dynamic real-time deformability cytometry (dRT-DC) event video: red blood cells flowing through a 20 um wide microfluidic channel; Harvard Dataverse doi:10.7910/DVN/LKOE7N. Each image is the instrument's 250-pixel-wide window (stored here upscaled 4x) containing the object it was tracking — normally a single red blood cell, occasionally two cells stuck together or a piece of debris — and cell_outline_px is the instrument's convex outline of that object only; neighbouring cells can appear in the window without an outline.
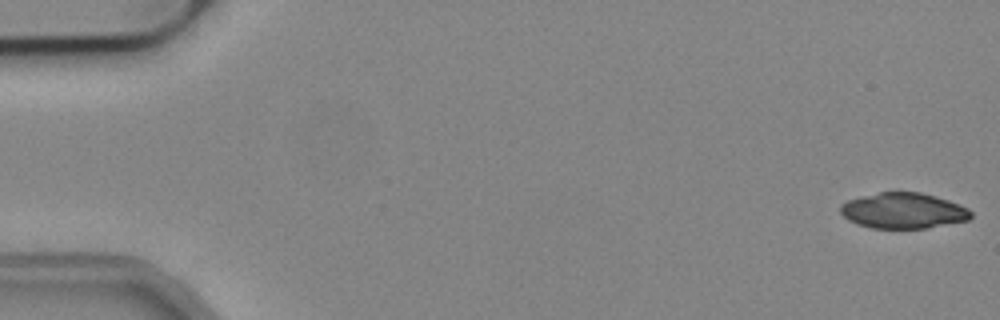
{"species": "common noctule bat (a hibernating species)", "species_latin": "Nyctalus noctula", "temperature_condition": "cold", "stored_images_in_passage": 54, "camera_frame_rate_fps": 3000, "um_per_image_px": 0.085, "animal": {"sex": "male", "body_mass_g": 19.2, "forearm_length_mm": 51.8}, "frame": {"image": 1, "passage_image": 1, "time_ms": 0.0, "image_size_px": [1000, 320], "cell_outline_px": [[972, 216], [968, 220], [928, 228], [872, 228], [856, 224], [848, 220], [840, 212], [840, 204], [848, 200], [860, 196], [880, 192], [920, 192], [936, 196], [948, 200], [968, 208], [972, 212]], "centroid_in_image_um": [76.77, 17.91], "position_along_channel_um": 8.2, "area_um2": 27.22}, "authors_computed_cell_mechanics": {"area_um2": 27.8018, "velocity_mm_per_s": 3.8459, "shape_relaxation_time_tau1_ms": 11.0498, "shape_relaxation_time_tau2_ms": null, "deformation_change_tau1": 0.1329, "deformation_change_tau2": null}}